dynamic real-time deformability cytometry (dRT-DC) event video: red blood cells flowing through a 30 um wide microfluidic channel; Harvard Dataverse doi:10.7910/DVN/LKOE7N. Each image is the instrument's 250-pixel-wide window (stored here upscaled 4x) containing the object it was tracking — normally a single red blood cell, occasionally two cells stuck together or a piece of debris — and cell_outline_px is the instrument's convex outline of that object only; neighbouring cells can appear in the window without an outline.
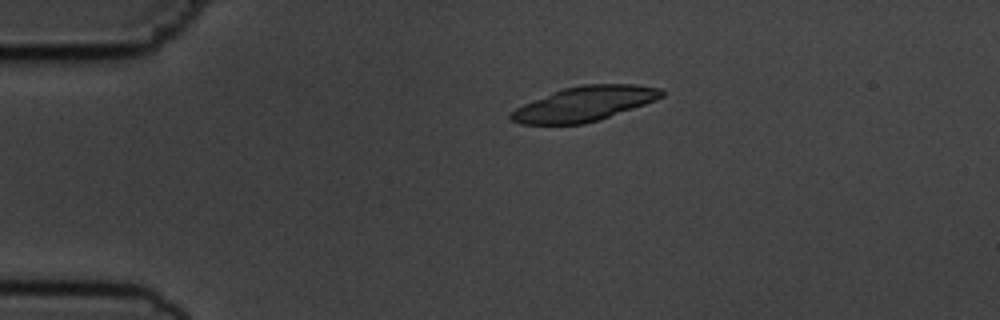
{"species": "common noctule bat (a hibernating species)", "species_latin": "Nyctalus noctula", "temperature_condition": "cold", "stored_images_in_passage": 5, "camera_frame_rate_fps": 3000, "um_per_image_px": 0.085, "animal": {"sex": "male", "body_mass_g": 19.5, "forearm_length_mm": 54.6}, "frame": {"image": 1, "passage_image": 4, "time_ms": 3.333, "image_size_px": [1000, 320], "cell_outline_px": [[664, 96], [656, 100], [584, 124], [520, 124], [512, 120], [508, 116], [516, 108], [524, 104], [552, 92], [564, 88], [580, 84], [636, 84], [660, 88], [664, 92]], "centroid_in_image_um": [49.67, 8.81], "position_along_channel_um": 35.3, "area_um2": 30.06}}